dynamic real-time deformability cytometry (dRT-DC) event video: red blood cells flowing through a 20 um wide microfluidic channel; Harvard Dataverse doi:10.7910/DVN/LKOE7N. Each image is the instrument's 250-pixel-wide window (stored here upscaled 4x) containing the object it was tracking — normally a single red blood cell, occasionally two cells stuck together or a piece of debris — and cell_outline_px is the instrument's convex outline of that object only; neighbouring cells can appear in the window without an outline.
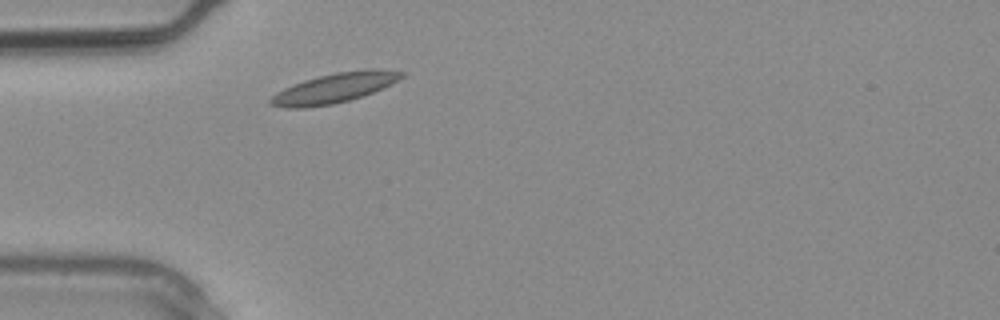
{"species": "common noctule bat (a hibernating species)", "species_latin": "Nyctalus noctula", "temperature_condition": "warm", "stored_images_in_passage": 1, "camera_frame_rate_fps": 3000, "um_per_image_px": 0.085, "animal": {"sex": "male", "body_mass_g": 20.4}, "frame": {"image": 1, "passage_image": 1, "time_ms": 0.0, "image_size_px": [1000, 320], "cell_outline_px": [[404, 76], [372, 92], [348, 100], [332, 104], [304, 108], [288, 108], [268, 104], [268, 100], [276, 92], [284, 88], [304, 80], [336, 72], [368, 68], [376, 68], [404, 72]], "centroid_in_image_um": [28.37, 7.47], "position_along_channel_um": 56.6, "area_um2": 22.37}}